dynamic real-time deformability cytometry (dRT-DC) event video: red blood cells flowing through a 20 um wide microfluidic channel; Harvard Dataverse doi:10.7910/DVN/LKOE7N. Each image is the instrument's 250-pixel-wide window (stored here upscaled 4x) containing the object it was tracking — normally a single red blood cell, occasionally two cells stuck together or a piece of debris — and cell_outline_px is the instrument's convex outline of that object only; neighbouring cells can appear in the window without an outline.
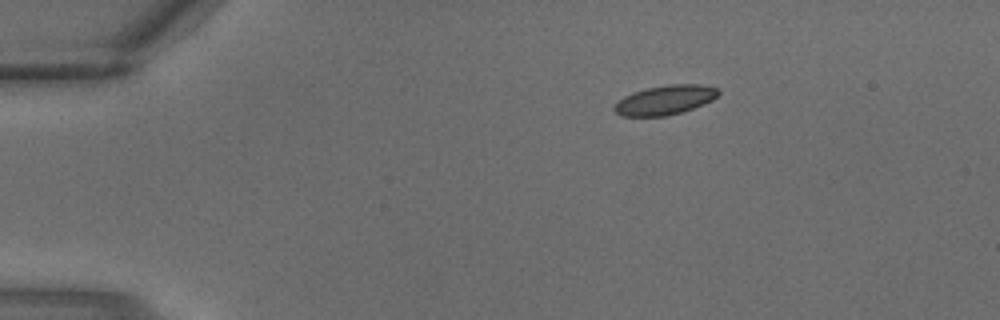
{"species": "common noctule bat (a hibernating species)", "species_latin": "Nyctalus noctula", "temperature_condition": "warm", "stored_images_in_passage": 3, "camera_frame_rate_fps": 3000, "um_per_image_px": 0.085, "animal": {"sex": "male", "body_mass_g": 18.8}, "frame": {"image": 1, "passage_image": 3, "time_ms": 0.667, "image_size_px": [1000, 320], "cell_outline_px": [[720, 92], [712, 100], [692, 108], [668, 116], [620, 116], [612, 108], [624, 96], [632, 92], [648, 88], [668, 84], [700, 84], [716, 88]], "centroid_in_image_um": [56.5, 8.5], "position_along_channel_um": 28.5, "area_um2": 17.63}}